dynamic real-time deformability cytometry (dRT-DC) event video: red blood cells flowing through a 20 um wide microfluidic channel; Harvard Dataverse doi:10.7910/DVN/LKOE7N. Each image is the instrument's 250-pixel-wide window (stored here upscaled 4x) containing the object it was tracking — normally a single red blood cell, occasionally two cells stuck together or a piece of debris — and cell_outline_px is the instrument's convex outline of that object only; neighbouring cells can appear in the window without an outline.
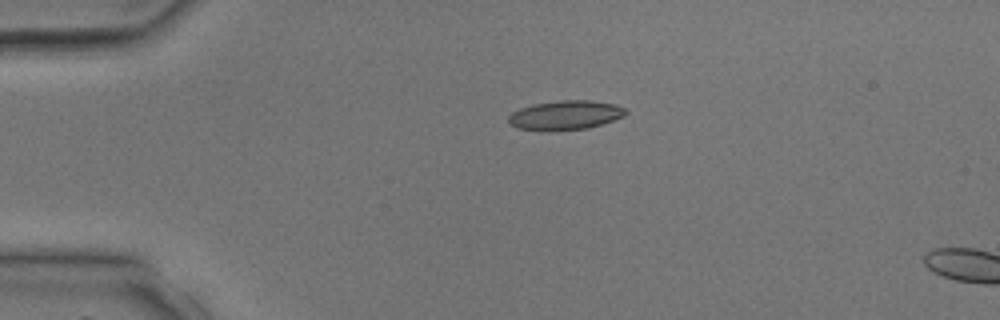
{"species": "common noctule bat (a hibernating species)", "species_latin": "Nyctalus noctula", "temperature_condition": "room temperature", "stored_images_in_passage": 4, "camera_frame_rate_fps": 3000, "um_per_image_px": 0.085, "animal": {"sex": "male", "body_mass_g": 17.9, "forearm_length_mm": 54.2}, "frame": {"image": 1, "passage_image": 3, "time_ms": 2.667, "image_size_px": [1000, 320], "cell_outline_px": [[628, 112], [624, 116], [588, 128], [548, 132], [544, 132], [516, 128], [508, 124], [508, 116], [512, 112], [520, 108], [532, 104], [560, 100], [588, 100], [616, 104], [624, 108]], "centroid_in_image_um": [47.99, 9.8], "position_along_channel_um": 37.0, "area_um2": 20.35}}